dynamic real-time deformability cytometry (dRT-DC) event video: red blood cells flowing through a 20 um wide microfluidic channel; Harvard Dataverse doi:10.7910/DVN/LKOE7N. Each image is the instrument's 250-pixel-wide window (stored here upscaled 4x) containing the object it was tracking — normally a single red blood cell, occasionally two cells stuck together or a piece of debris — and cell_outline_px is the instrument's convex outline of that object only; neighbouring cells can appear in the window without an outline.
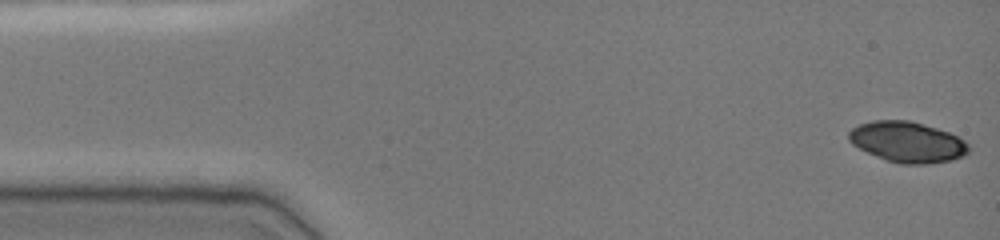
{"species": "common noctule bat (a hibernating species)", "species_latin": "Nyctalus noctula", "temperature_condition": "cold", "stored_images_in_passage": 49, "camera_frame_rate_fps": 3000, "um_per_image_px": 0.085, "animal": {"sex": "female", "body_mass_g": 19.0, "forearm_length_mm": 51.5}, "frame": {"image": 1, "passage_image": 1, "time_ms": 0.0, "image_size_px": [1000, 240], "cell_outline_px": [[972, 148], [964, 156], [952, 160], [928, 164], [900, 164], [888, 160], [868, 152], [852, 144], [848, 140], [848, 132], [852, 128], [860, 124], [872, 120], [908, 120], [936, 128], [948, 132], [964, 140]], "centroid_in_image_um": [77.15, 12.07], "position_along_channel_um": 7.9, "area_um2": 28.32}}
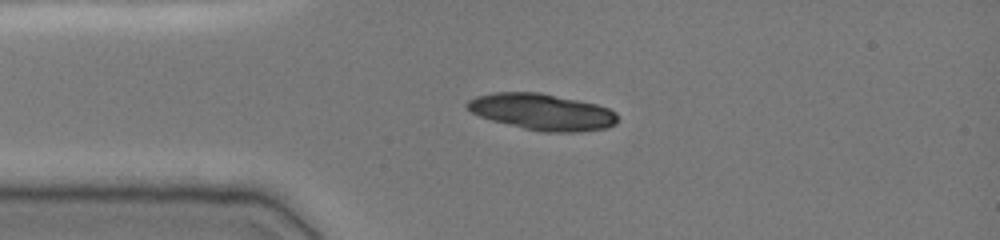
{"frame": {"image": 2, "passage_image": 11, "time_ms": 3.333, "image_size_px": [1000, 240], "cell_outline_px": [[620, 120], [616, 124], [608, 128], [580, 132], [544, 132], [524, 128], [492, 120], [480, 116], [472, 112], [464, 104], [468, 100], [476, 96], [496, 92], [540, 92], [596, 104], [608, 108], [616, 112]], "centroid_in_image_um": [46.13, 9.51], "position_along_channel_um": 38.9, "area_um2": 31.96}}